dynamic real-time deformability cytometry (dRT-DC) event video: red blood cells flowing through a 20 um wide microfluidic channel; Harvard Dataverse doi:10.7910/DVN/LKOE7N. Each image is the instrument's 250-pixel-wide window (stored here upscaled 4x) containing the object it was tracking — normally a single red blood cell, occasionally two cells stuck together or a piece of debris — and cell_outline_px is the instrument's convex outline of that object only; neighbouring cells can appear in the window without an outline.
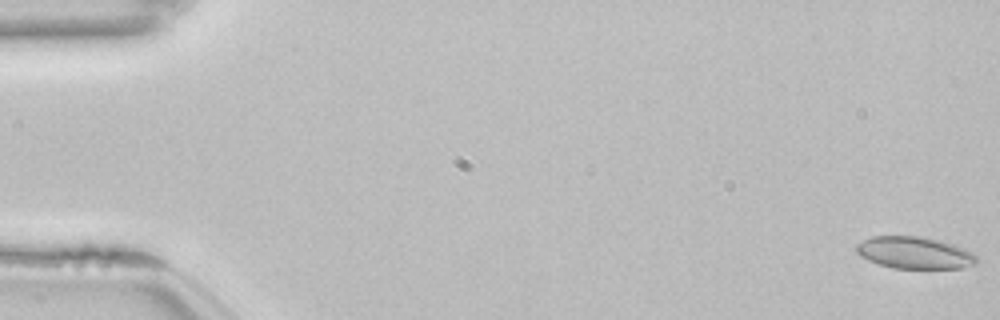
{"species": "common noctule bat (a hibernating species)", "species_latin": "Nyctalus noctula", "temperature_condition": "room temperature", "stored_images_in_passage": 55, "camera_frame_rate_fps": 3000, "um_per_image_px": 0.085, "animal": {"sex": "female", "body_mass_g": 22.7, "forearm_length_mm": 54.2}, "frame": {"image": 1, "passage_image": 1, "time_ms": 0.0, "image_size_px": [1000, 320], "cell_outline_px": [[976, 264], [960, 268], [892, 268], [868, 260], [860, 256], [856, 252], [856, 244], [872, 236], [920, 236], [952, 244], [964, 248], [972, 252], [976, 256]], "centroid_in_image_um": [77.71, 21.48], "position_along_channel_um": 7.3, "area_um2": 22.25}}
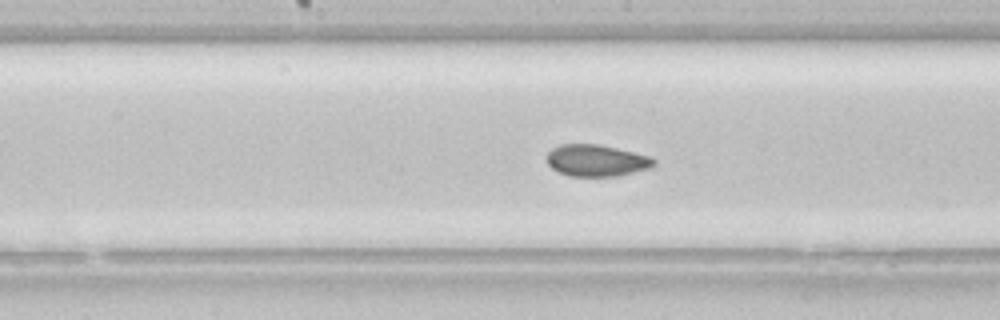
{"frame": {"image": 2, "passage_image": 28, "time_ms": 9.0, "image_size_px": [1000, 320], "cell_outline_px": [[656, 164], [652, 168], [616, 176], [568, 176], [552, 168], [548, 164], [548, 152], [552, 148], [560, 144], [600, 144], [652, 156], [656, 160]], "centroid_in_image_um": [50.75, 13.64], "position_along_channel_um": 197.5, "area_um2": 19.94}, "authors_computed_cell_mechanics": {"area_um2": 20.9814, "velocity_mm_per_s": 3.8308, "shape_relaxation_time_tau1_ms": null, "shape_relaxation_time_tau2_ms": 1.0287, "deformation_change_tau1": null, "deformation_change_tau2": 0.0395}}